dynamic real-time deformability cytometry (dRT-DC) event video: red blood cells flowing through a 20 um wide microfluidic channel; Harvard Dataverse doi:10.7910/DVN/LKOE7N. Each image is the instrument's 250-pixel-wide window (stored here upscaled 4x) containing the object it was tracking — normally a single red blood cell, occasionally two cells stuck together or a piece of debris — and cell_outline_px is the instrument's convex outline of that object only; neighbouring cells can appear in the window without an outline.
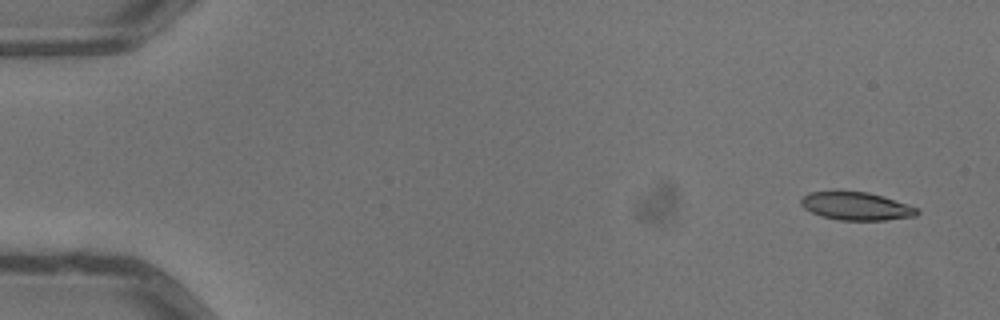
{"species": "common noctule bat (a hibernating species)", "species_latin": "Nyctalus noctula", "temperature_condition": "warm", "stored_images_in_passage": 6, "camera_frame_rate_fps": 3000, "um_per_image_px": 0.085, "animal": {"sex": "male", "body_mass_g": 13.3}, "frame": {"image": 1, "passage_image": 1, "time_ms": 0.0, "image_size_px": [1000, 320], "cell_outline_px": [[920, 212], [916, 216], [884, 220], [840, 220], [820, 216], [804, 208], [800, 204], [800, 196], [808, 192], [868, 192], [884, 196], [916, 208]], "centroid_in_image_um": [72.74, 17.52], "position_along_channel_um": 12.3, "area_um2": 18.84}}
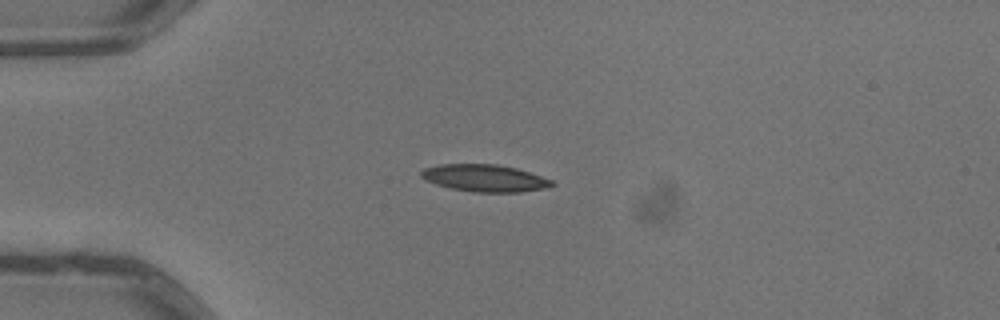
{"frame": {"image": 2, "passage_image": 4, "time_ms": 1.0, "image_size_px": [1000, 320], "cell_outline_px": [[556, 184], [548, 188], [520, 192], [472, 192], [452, 188], [436, 184], [420, 176], [420, 172], [424, 168], [440, 164], [496, 164], [516, 168], [552, 180]], "centroid_in_image_um": [41.22, 15.14], "position_along_channel_um": 43.8, "area_um2": 20.58}}
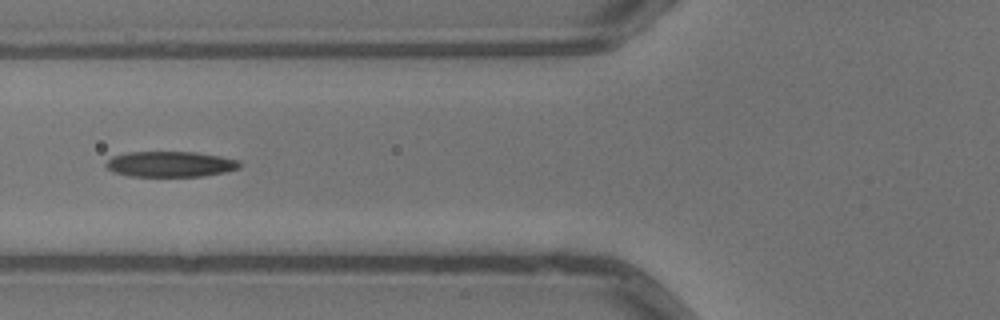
{"frame": {"image": 3, "passage_image": 6, "time_ms": 1.667, "image_size_px": [1000, 320], "cell_outline_px": [[240, 168], [224, 172], [204, 176], [128, 176], [112, 172], [104, 164], [112, 156], [128, 152], [196, 152], [220, 156], [240, 160]], "centroid_in_image_um": [14.47, 13.95], "position_along_channel_um": 111.3, "area_um2": 20.0}}